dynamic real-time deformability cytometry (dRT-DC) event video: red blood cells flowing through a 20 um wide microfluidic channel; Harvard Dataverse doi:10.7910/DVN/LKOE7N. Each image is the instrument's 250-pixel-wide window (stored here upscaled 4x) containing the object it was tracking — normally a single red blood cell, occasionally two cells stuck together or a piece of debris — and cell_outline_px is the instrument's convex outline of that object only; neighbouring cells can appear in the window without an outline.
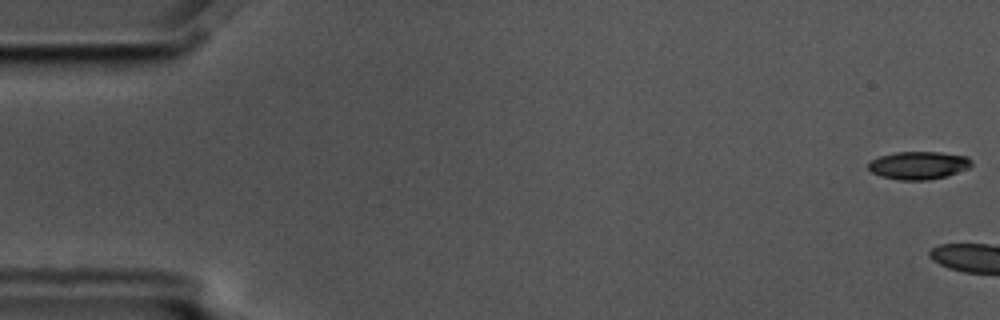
{"species": "common noctule bat (a hibernating species)", "species_latin": "Nyctalus noctula", "temperature_condition": "cold", "stored_images_in_passage": 10, "camera_frame_rate_fps": 3000, "um_per_image_px": 0.085, "animal": {"sex": "male", "body_mass_g": 17.5, "forearm_length_mm": 52.3}, "frame": {"image": 1, "passage_image": 1, "time_ms": 0.0, "image_size_px": [1000, 320], "cell_outline_px": [[972, 164], [968, 168], [944, 176], [928, 180], [900, 180], [880, 176], [872, 172], [868, 168], [868, 164], [872, 160], [880, 156], [896, 152], [940, 152], [968, 156], [972, 160]], "centroid_in_image_um": [78.08, 14.04], "position_along_channel_um": 6.9, "area_um2": 16.65}}
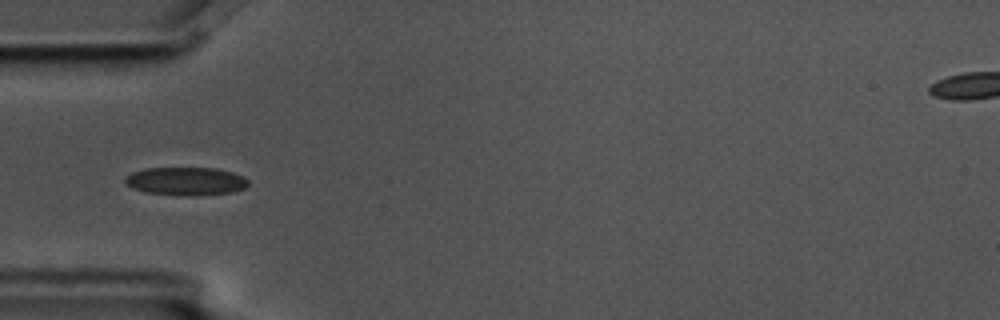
{"frame": {"image": 2, "passage_image": 6, "time_ms": 1.667, "image_size_px": [1000, 320], "cell_outline_px": [[248, 184], [244, 188], [232, 192], [196, 196], [192, 196], [144, 192], [132, 188], [124, 180], [124, 176], [132, 172], [144, 168], [216, 168], [232, 172], [244, 176], [248, 180]], "centroid_in_image_um": [15.79, 15.4], "position_along_channel_um": 69.2, "area_um2": 20.29}}